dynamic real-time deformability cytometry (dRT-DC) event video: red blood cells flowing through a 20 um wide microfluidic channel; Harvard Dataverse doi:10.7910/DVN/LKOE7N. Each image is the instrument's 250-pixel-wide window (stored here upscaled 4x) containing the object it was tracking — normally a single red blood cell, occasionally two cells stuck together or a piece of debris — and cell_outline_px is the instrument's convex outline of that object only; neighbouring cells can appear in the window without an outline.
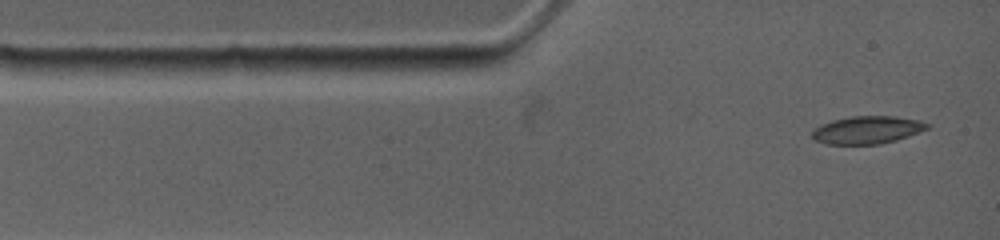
{"species": "common noctule bat (a hibernating species)", "species_latin": "Nyctalus noctula", "temperature_condition": "warm", "stored_images_in_passage": 30, "camera_frame_rate_fps": 4500, "um_per_image_px": 0.085, "animal": {"sex": "female", "body_mass_g": 19.0, "forearm_length_mm": 53.3}, "frame": {"image": 1, "passage_image": 1, "time_ms": 0.0, "image_size_px": [1000, 240], "cell_outline_px": [[932, 124], [928, 128], [908, 136], [896, 140], [880, 144], [824, 144], [816, 140], [812, 136], [812, 132], [820, 124], [832, 120], [852, 116], [892, 116], [920, 120]], "centroid_in_image_um": [73.72, 11.04], "position_along_channel_um": 11.3, "area_um2": 18.55}}
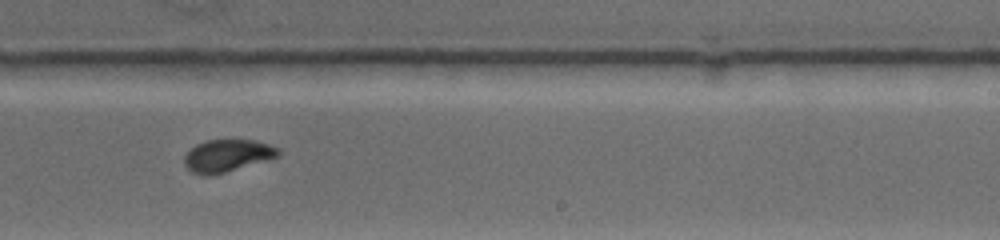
{"frame": {"image": 2, "passage_image": 17, "time_ms": 7.556, "image_size_px": [1000, 240], "cell_outline_px": [[280, 156], [212, 176], [204, 176], [192, 172], [184, 164], [184, 156], [196, 144], [204, 140], [252, 140], [268, 144], [280, 148]], "centroid_in_image_um": [19.31, 13.23], "position_along_channel_um": 269.7, "area_um2": 17.69}}
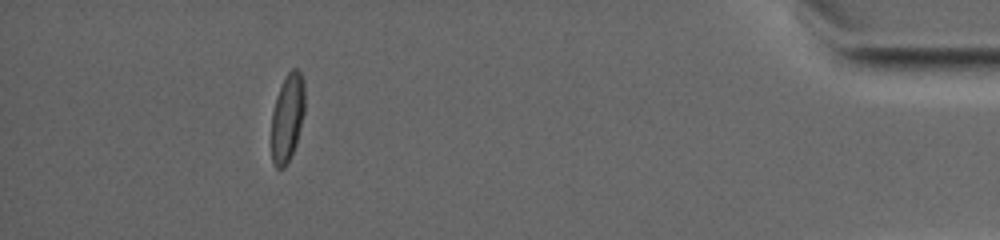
{"frame": {"image": 3, "passage_image": 29, "time_ms": 13.333, "image_size_px": [1000, 240], "cell_outline_px": [[304, 112], [296, 144], [284, 168], [276, 168], [272, 164], [272, 112], [276, 96], [288, 72], [292, 68], [296, 68], [300, 72], [304, 84]], "centroid_in_image_um": [24.42, 10.0], "position_along_channel_um": 410.8, "area_um2": 16.88}, "authors_computed_cell_mechanics": {"area_um2": 18.1492, "velocity_mm_per_s": 3.8227, "shape_relaxation_time_tau1_ms": 3.4519, "shape_relaxation_time_tau2_ms": 1.5486, "deformation_change_tau1": 0.1154, "deformation_change_tau2": 0.0384}}